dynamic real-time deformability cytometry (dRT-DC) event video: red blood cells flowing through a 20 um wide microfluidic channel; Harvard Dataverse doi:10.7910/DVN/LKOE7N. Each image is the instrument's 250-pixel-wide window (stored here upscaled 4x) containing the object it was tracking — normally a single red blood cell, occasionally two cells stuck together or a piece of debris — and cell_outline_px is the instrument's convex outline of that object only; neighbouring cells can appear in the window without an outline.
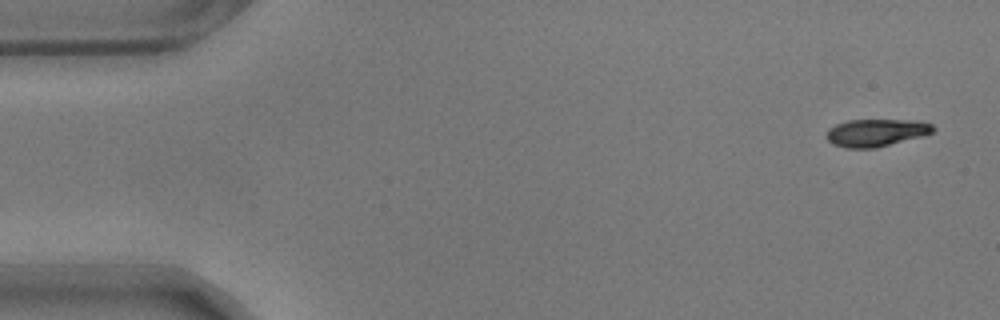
{"species": "common noctule bat (a hibernating species)", "species_latin": "Nyctalus noctula", "temperature_condition": "warm", "stored_images_in_passage": 55, "camera_frame_rate_fps": 3000, "um_per_image_px": 0.085, "animal": {"sex": "male", "body_mass_g": 17.9}, "frame": {"image": 1, "passage_image": 1, "time_ms": 0.0, "image_size_px": [1000, 320], "cell_outline_px": [[936, 132], [924, 136], [876, 148], [848, 148], [832, 144], [828, 140], [828, 128], [836, 124], [848, 120], [916, 120], [932, 124], [936, 128]], "centroid_in_image_um": [74.54, 11.28], "position_along_channel_um": 10.5, "area_um2": 17.22}}
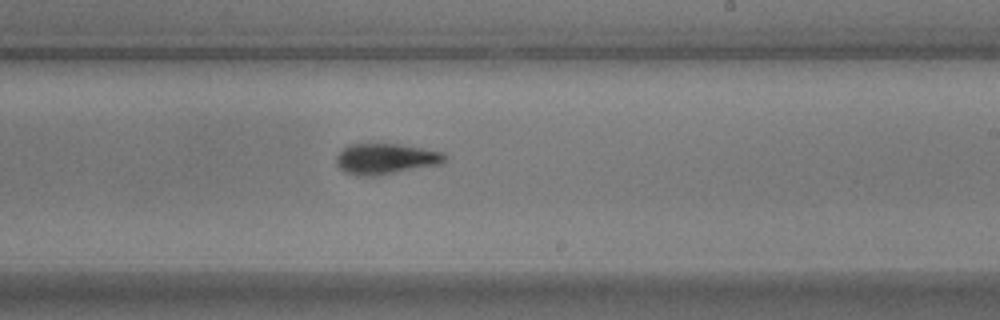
{"frame": {"image": 2, "passage_image": 32, "time_ms": 10.333, "image_size_px": [1000, 320], "cell_outline_px": [[448, 156], [444, 164], [376, 176], [356, 176], [344, 172], [336, 164], [336, 156], [348, 144], [396, 144], [444, 152]], "centroid_in_image_um": [32.81, 13.52], "position_along_channel_um": 256.2, "area_um2": 19.65}}
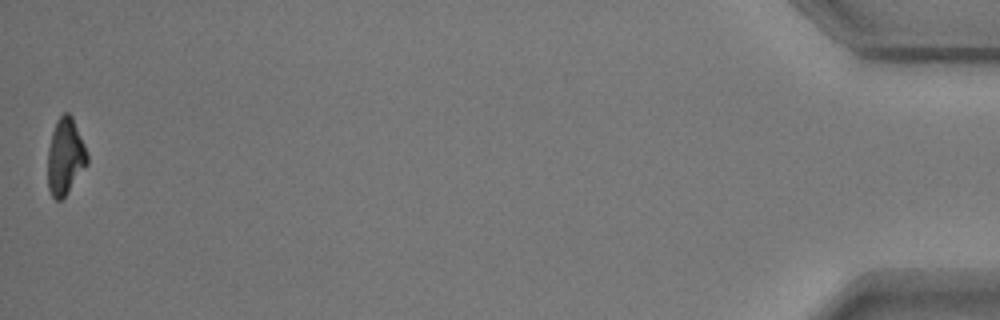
{"frame": {"image": 3, "passage_image": 55, "time_ms": 18.0, "image_size_px": [1000, 320], "cell_outline_px": [[88, 164], [64, 196], [60, 200], [56, 200], [52, 196], [48, 188], [48, 148], [52, 132], [56, 120], [64, 112], [68, 112], [72, 116], [84, 144], [88, 156]], "centroid_in_image_um": [5.54, 13.29], "position_along_channel_um": 429.7, "area_um2": 17.46}, "authors_computed_cell_mechanics": {"area_um2": 18.5538, "velocity_mm_per_s": 3.5294, "shape_relaxation_time_tau1_ms": 2.1769, "shape_relaxation_time_tau2_ms": 3.6192, "deformation_change_tau1": 0.141, "deformation_change_tau2": 0.0982}}